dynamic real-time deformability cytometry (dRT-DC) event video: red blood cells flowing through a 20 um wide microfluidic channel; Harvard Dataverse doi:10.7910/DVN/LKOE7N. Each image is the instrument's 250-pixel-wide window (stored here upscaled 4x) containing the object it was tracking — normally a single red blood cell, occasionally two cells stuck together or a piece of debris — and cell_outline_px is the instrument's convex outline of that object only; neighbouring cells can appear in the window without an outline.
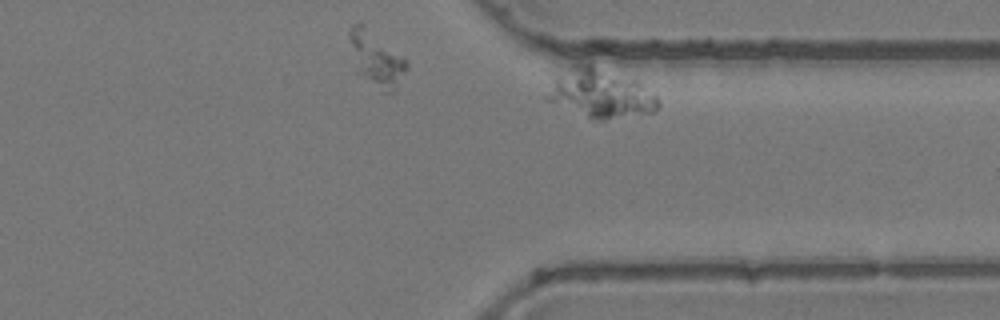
{"species": "common noctule bat (a hibernating species)", "species_latin": "Nyctalus noctula", "temperature_condition": "room temperature", "stored_images_in_passage": 31, "segment_of_instrument_passage": [2, 2], "camera_frame_rate_fps": 3000, "um_per_image_px": 0.085, "animal": {"sex": "female", "body_mass_g": 24.6, "forearm_length_mm": 56.2}, "frame": {"image": 1, "passage_image": 31, "time_ms": 10.0, "image_size_px": [1000, 320], "cell_outline_px": [[660, 108], [656, 112], [604, 120], [600, 120], [588, 116], [544, 100], [544, 96], [556, 80], [572, 64], [592, 64], [636, 80], [656, 96], [660, 100]], "centroid_in_image_um": [51.1, 7.95], "position_along_channel_um": 360.3, "area_um2": 31.15}}